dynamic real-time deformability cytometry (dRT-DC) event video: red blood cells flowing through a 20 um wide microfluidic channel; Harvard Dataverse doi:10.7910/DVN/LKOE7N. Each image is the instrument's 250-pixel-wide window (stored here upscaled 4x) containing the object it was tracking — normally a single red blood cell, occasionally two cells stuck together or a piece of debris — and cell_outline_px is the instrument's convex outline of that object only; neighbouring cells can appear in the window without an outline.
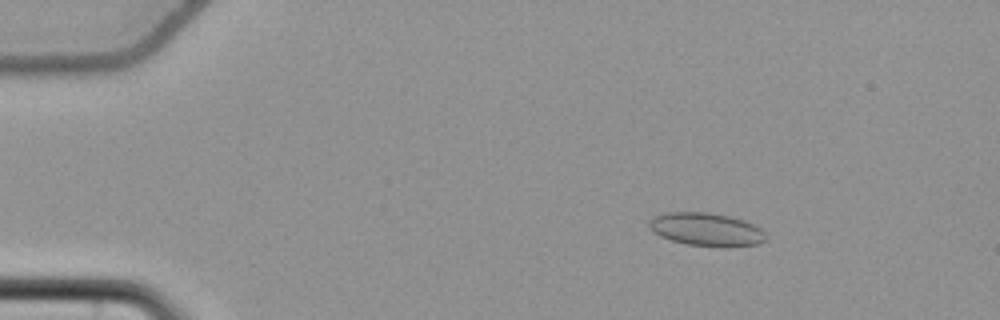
{"species": "common noctule bat (a hibernating species)", "species_latin": "Nyctalus noctula", "temperature_condition": "cold", "stored_images_in_passage": 57, "camera_frame_rate_fps": 3000, "um_per_image_px": 0.085, "animal": {"sex": "female", "body_mass_g": 22.7, "forearm_length_mm": 54.2}, "frame": {"image": 1, "passage_image": 10, "time_ms": 3.0, "image_size_px": [1000, 320], "cell_outline_px": [[768, 236], [764, 240], [756, 244], [728, 248], [724, 248], [688, 244], [672, 240], [660, 236], [652, 232], [648, 224], [648, 220], [652, 216], [668, 212], [704, 212], [728, 216], [744, 220], [760, 228]], "centroid_in_image_um": [60.02, 19.51], "position_along_channel_um": 25.0, "area_um2": 22.72}}
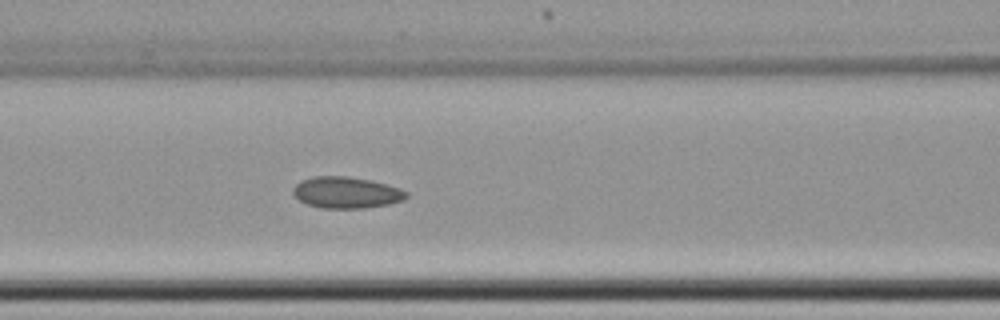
{"frame": {"image": 2, "passage_image": 26, "time_ms": 8.333, "image_size_px": [1000, 320], "cell_outline_px": [[408, 196], [404, 200], [388, 204], [364, 208], [320, 208], [308, 204], [300, 200], [292, 192], [292, 188], [300, 180], [312, 176], [348, 176], [372, 180], [400, 188], [408, 192]], "centroid_in_image_um": [29.44, 16.35], "position_along_channel_um": 137.2, "area_um2": 20.87}}
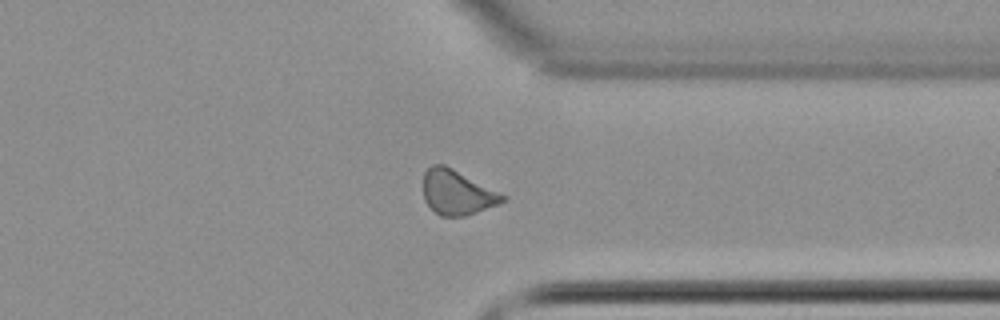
{"frame": {"image": 3, "passage_image": 45, "time_ms": 14.667, "image_size_px": [1000, 320], "cell_outline_px": [[508, 200], [476, 212], [464, 216], [440, 216], [424, 200], [424, 172], [432, 164], [444, 164], [508, 196]], "centroid_in_image_um": [38.87, 16.35], "position_along_channel_um": 372.5, "area_um2": 20.52}, "authors_computed_cell_mechanics": {"area_um2": 20.6924, "velocity_mm_per_s": 3.7359, "shape_relaxation_time_tau1_ms": null, "shape_relaxation_time_tau2_ms": 3.5443, "deformation_change_tau1": null, "deformation_change_tau2": 0.0949}}